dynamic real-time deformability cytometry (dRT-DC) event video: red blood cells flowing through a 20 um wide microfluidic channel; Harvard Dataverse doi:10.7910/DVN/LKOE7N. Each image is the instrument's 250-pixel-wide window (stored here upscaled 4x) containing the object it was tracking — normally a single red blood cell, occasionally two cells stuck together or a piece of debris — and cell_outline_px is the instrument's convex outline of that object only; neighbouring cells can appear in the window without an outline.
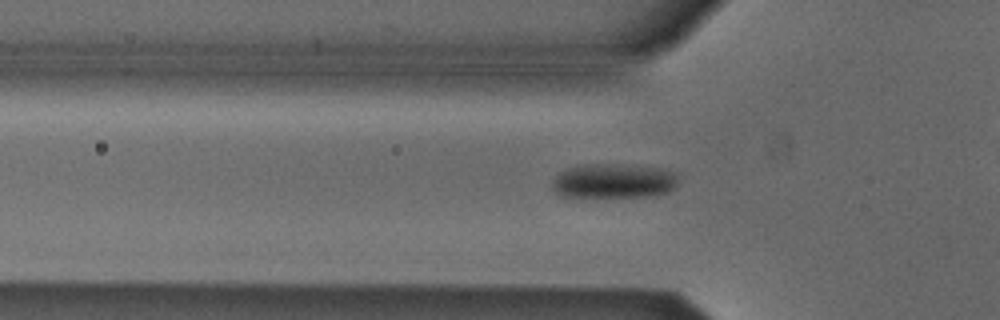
{"species": "Egyptian fruit bat (a non-hibernating species)", "species_latin": "Rousettus aegyptiacus", "temperature_condition": "cold", "stored_images_in_passage": 42, "camera_frame_rate_fps": 3000, "um_per_image_px": 0.085, "animal": {"sex": "male"}, "frame": {"image": 1, "passage_image": 16, "time_ms": 5.0, "image_size_px": [1000, 320], "cell_outline_px": [[676, 188], [668, 192], [652, 196], [560, 196], [552, 188], [552, 184], [556, 176], [560, 172], [568, 168], [580, 164], [612, 164], [660, 168], [676, 172]], "centroid_in_image_um": [52.16, 15.37], "position_along_channel_um": 73.6, "area_um2": 25.2}}
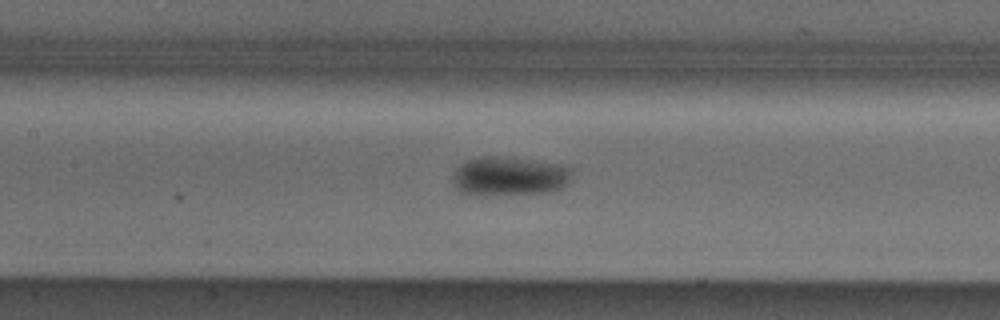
{"frame": {"image": 2, "passage_image": 23, "time_ms": 7.333, "image_size_px": [1000, 320], "cell_outline_px": [[572, 172], [568, 180], [560, 188], [544, 192], [460, 192], [452, 184], [452, 180], [456, 168], [460, 164], [476, 156], [500, 156], [560, 164], [572, 168]], "centroid_in_image_um": [43.27, 14.9], "position_along_channel_um": 164.1, "area_um2": 25.95}}
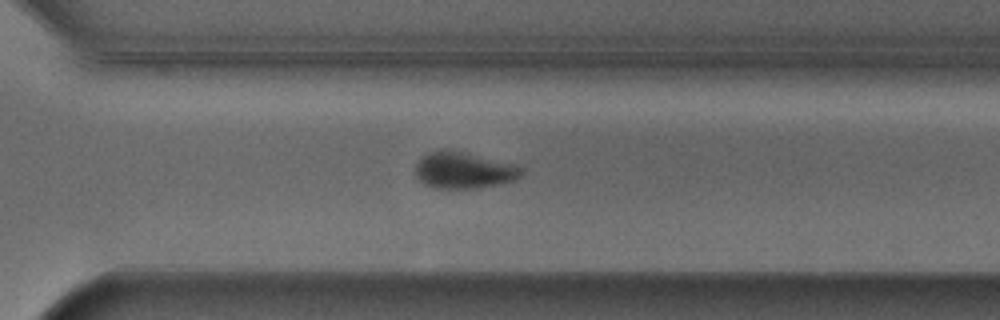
{"frame": {"image": 3, "passage_image": 36, "time_ms": 11.667, "image_size_px": [1000, 320], "cell_outline_px": [[520, 176], [516, 180], [476, 188], [432, 188], [424, 184], [416, 176], [416, 164], [428, 152], [440, 148], [448, 148], [516, 164], [520, 168]], "centroid_in_image_um": [39.38, 14.45], "position_along_channel_um": 331.2, "area_um2": 22.54}}